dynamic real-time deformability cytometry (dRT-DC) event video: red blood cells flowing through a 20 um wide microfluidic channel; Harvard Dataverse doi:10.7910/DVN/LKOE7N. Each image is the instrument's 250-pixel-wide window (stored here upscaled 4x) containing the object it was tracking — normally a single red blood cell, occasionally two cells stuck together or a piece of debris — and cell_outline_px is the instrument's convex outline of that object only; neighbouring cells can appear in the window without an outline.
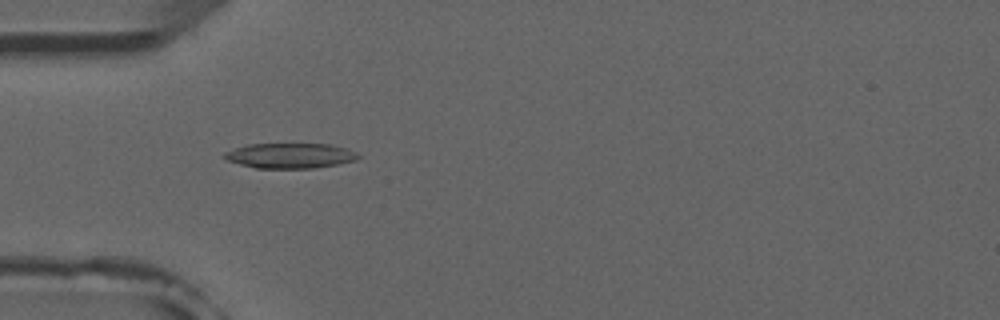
{"species": "common noctule bat (a hibernating species)", "species_latin": "Nyctalus noctula", "temperature_condition": "room temperature", "stored_images_in_passage": 5, "camera_frame_rate_fps": 3000, "um_per_image_px": 0.085, "animal": {"sex": "male", "forearm_length_mm": 52.5}, "frame": {"image": 1, "passage_image": 4, "time_ms": 4.333, "image_size_px": [1000, 320], "cell_outline_px": [[360, 156], [356, 160], [336, 164], [312, 168], [256, 168], [240, 164], [228, 160], [220, 156], [224, 152], [248, 144], [332, 144], [348, 148], [356, 152]], "centroid_in_image_um": [24.66, 13.22], "position_along_channel_um": 60.3, "area_um2": 19.59}}
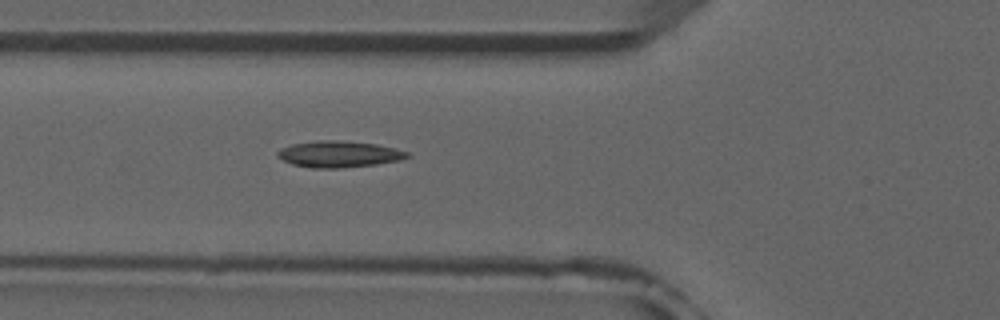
{"frame": {"image": 2, "passage_image": 5, "time_ms": 5.333, "image_size_px": [1000, 320], "cell_outline_px": [[412, 156], [400, 160], [376, 164], [336, 168], [312, 168], [292, 164], [276, 156], [276, 152], [280, 148], [292, 144], [320, 140], [340, 140], [376, 144], [396, 148], [408, 152]], "centroid_in_image_um": [28.81, 13.09], "position_along_channel_um": 97.0, "area_um2": 19.94}}